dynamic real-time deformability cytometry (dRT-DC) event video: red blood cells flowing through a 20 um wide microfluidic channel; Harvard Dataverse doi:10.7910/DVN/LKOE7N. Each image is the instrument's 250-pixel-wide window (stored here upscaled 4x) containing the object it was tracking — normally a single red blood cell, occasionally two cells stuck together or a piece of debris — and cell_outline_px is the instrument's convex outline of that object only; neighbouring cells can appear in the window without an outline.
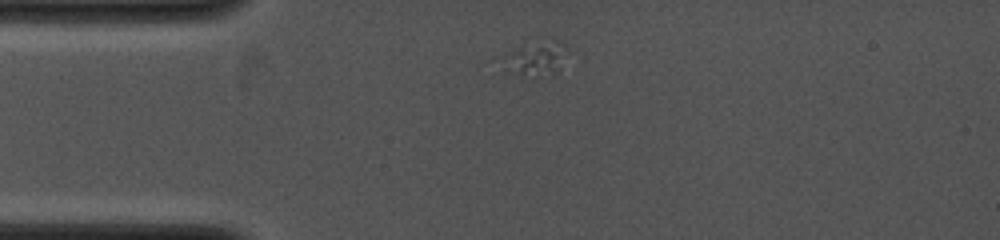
{"species": "common noctule bat (a hibernating species)", "species_latin": "Nyctalus noctula", "temperature_condition": "cold", "stored_images_in_passage": 2, "camera_frame_rate_fps": 4000, "um_per_image_px": 0.085, "animal": {"sex": "female", "body_mass_g": 19.0, "forearm_length_mm": 53.3}, "frame": {"image": 1, "passage_image": 1, "time_ms": 0.0, "image_size_px": [1000, 240], "cell_outline_px": [[568, 48], [556, 72], [536, 76], [520, 72], [508, 68], [500, 60], [504, 56], [524, 40], [556, 40], [568, 44]], "centroid_in_image_um": [45.57, 4.84], "position_along_channel_um": 39.4, "area_um2": 12.72}}